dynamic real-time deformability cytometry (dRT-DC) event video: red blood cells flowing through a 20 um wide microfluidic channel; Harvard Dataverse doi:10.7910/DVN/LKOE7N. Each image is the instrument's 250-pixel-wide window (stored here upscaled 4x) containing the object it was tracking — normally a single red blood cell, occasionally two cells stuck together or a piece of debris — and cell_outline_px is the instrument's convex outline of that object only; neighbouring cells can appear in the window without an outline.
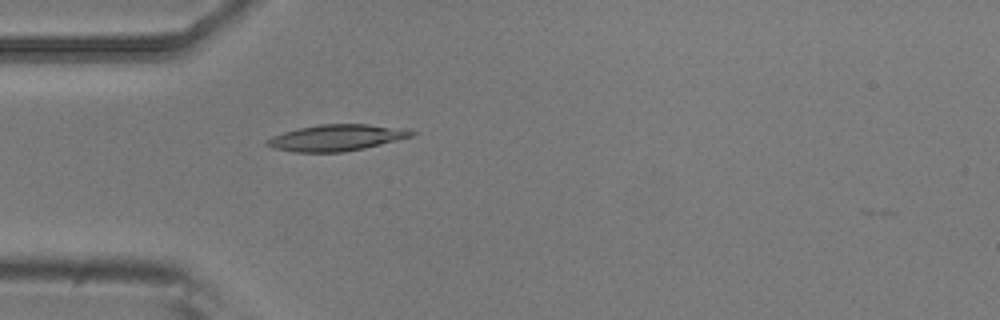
{"species": "common noctule bat (a hibernating species)", "species_latin": "Nyctalus noctula", "temperature_condition": "room temperature", "stored_images_in_passage": 4, "camera_frame_rate_fps": 3000, "um_per_image_px": 0.085, "animal": {"sex": "male", "body_mass_g": 20.5, "forearm_length_mm": 52.5}, "frame": {"image": 1, "passage_image": 4, "time_ms": 1.0, "image_size_px": [1000, 320], "cell_outline_px": [[416, 132], [412, 136], [364, 148], [344, 152], [292, 152], [272, 148], [264, 144], [264, 140], [272, 136], [296, 128], [320, 124], [368, 124], [408, 128]], "centroid_in_image_um": [28.56, 11.7], "position_along_channel_um": 56.4, "area_um2": 22.37}}